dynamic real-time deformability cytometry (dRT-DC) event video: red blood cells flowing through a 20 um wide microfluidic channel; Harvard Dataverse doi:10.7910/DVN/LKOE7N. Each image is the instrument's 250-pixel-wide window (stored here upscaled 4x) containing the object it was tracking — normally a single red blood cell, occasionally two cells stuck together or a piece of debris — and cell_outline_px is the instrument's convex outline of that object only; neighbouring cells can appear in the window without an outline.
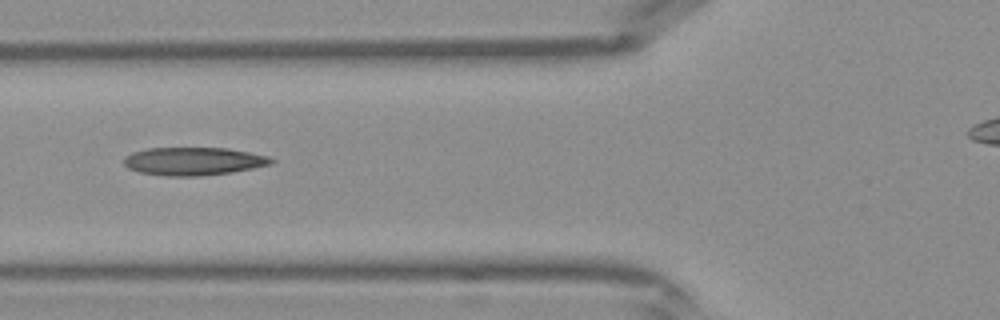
{"species": "Egyptian fruit bat (a non-hibernating species)", "species_latin": "Rousettus aegyptiacus", "temperature_condition": "warm", "stored_images_in_passage": 26, "camera_frame_rate_fps": 3000, "um_per_image_px": 0.085, "frame": {"image": 1, "passage_image": 4, "time_ms": 1.0, "image_size_px": [1000, 320], "cell_outline_px": [[276, 160], [272, 164], [232, 172], [200, 176], [164, 176], [140, 172], [128, 168], [124, 164], [124, 156], [132, 152], [148, 148], [228, 148], [268, 156]], "centroid_in_image_um": [16.44, 13.7], "position_along_channel_um": 109.4, "area_um2": 24.1}}
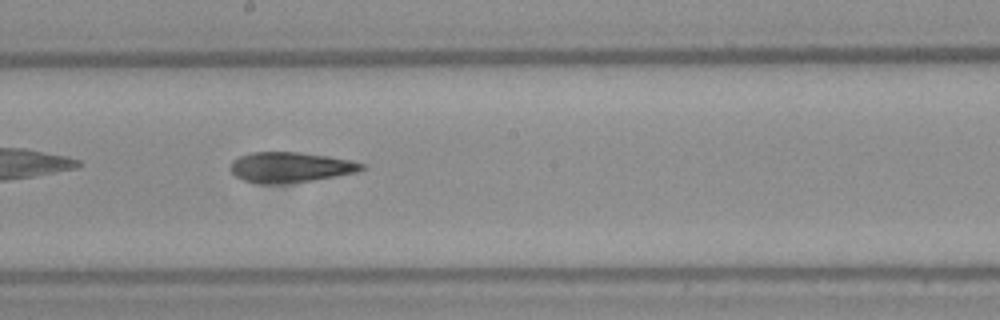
{"frame": {"image": 2, "passage_image": 11, "time_ms": 3.333, "image_size_px": [1000, 320], "cell_outline_px": [[368, 164], [364, 168], [356, 172], [336, 176], [312, 180], [280, 184], [260, 184], [244, 180], [236, 176], [228, 168], [232, 160], [240, 156], [252, 152], [300, 152], [328, 156], [352, 160]], "centroid_in_image_um": [24.68, 14.21], "position_along_channel_um": 223.5, "area_um2": 23.35}}
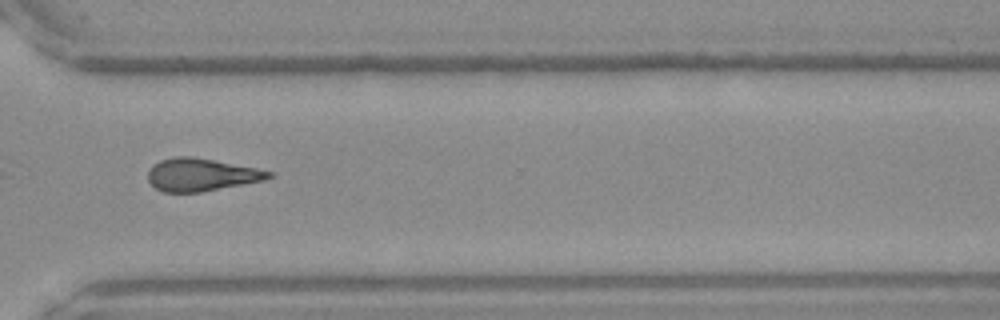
{"frame": {"image": 3, "passage_image": 19, "time_ms": 6.0, "image_size_px": [1000, 320], "cell_outline_px": [[276, 176], [264, 180], [200, 192], [164, 192], [156, 188], [148, 180], [148, 172], [152, 164], [160, 160], [176, 156], [192, 156], [256, 168], [272, 172]], "centroid_in_image_um": [17.09, 14.84], "position_along_channel_um": 353.5, "area_um2": 22.89}}